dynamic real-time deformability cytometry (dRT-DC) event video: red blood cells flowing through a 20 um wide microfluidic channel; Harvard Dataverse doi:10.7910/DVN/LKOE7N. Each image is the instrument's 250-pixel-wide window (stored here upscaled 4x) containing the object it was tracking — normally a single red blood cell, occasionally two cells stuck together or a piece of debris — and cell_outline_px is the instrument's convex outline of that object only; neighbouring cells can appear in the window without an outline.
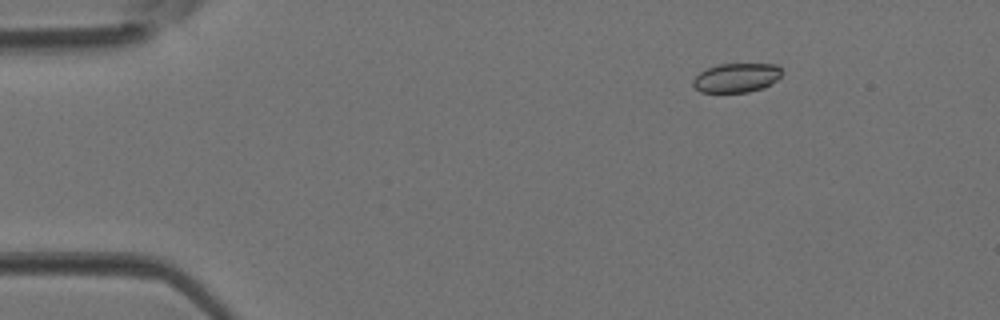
{"species": "Egyptian fruit bat (a non-hibernating species)", "species_latin": "Rousettus aegyptiacus", "temperature_condition": "room temperature", "stored_images_in_passage": 3, "camera_frame_rate_fps": 3000, "um_per_image_px": 0.085, "animal": {"sex": "female"}, "frame": {"image": 1, "passage_image": 1, "time_ms": 0.0, "image_size_px": [1000, 320], "cell_outline_px": [[784, 72], [772, 84], [764, 88], [748, 92], [700, 92], [692, 84], [692, 80], [700, 72], [708, 68], [720, 64], [776, 64]], "centroid_in_image_um": [62.62, 6.61], "position_along_channel_um": 22.4, "area_um2": 15.14}}
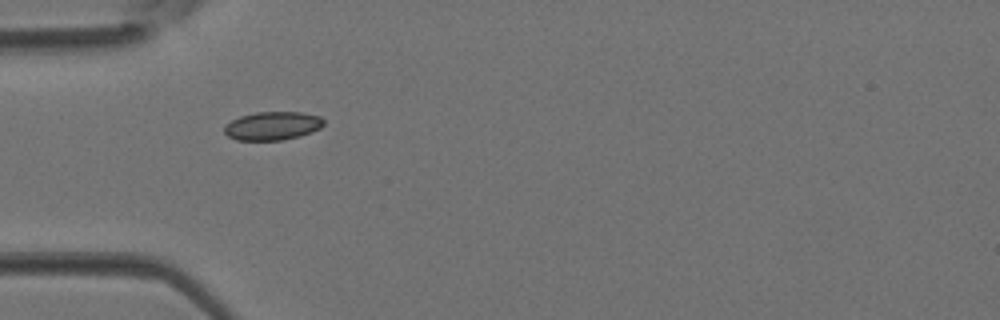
{"frame": {"image": 2, "passage_image": 3, "time_ms": 0.667, "image_size_px": [1000, 320], "cell_outline_px": [[324, 124], [320, 128], [312, 132], [300, 136], [280, 140], [236, 140], [228, 136], [224, 132], [224, 128], [232, 120], [240, 116], [256, 112], [300, 112], [320, 116], [324, 120]], "centroid_in_image_um": [23.18, 10.69], "position_along_channel_um": 61.8, "area_um2": 16.42}}